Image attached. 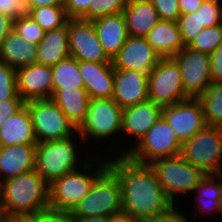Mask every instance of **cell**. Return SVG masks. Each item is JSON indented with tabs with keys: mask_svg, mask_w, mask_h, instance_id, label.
Returning a JSON list of instances; mask_svg holds the SVG:
<instances>
[{
	"mask_svg": "<svg viewBox=\"0 0 222 222\" xmlns=\"http://www.w3.org/2000/svg\"><path fill=\"white\" fill-rule=\"evenodd\" d=\"M160 20L178 22L181 15L178 0H150Z\"/></svg>",
	"mask_w": 222,
	"mask_h": 222,
	"instance_id": "f35d334b",
	"label": "cell"
},
{
	"mask_svg": "<svg viewBox=\"0 0 222 222\" xmlns=\"http://www.w3.org/2000/svg\"><path fill=\"white\" fill-rule=\"evenodd\" d=\"M92 0H65L64 8L68 18H81Z\"/></svg>",
	"mask_w": 222,
	"mask_h": 222,
	"instance_id": "60d3db41",
	"label": "cell"
},
{
	"mask_svg": "<svg viewBox=\"0 0 222 222\" xmlns=\"http://www.w3.org/2000/svg\"><path fill=\"white\" fill-rule=\"evenodd\" d=\"M79 71L90 99L113 97L115 69L112 63L79 61Z\"/></svg>",
	"mask_w": 222,
	"mask_h": 222,
	"instance_id": "d6986e66",
	"label": "cell"
},
{
	"mask_svg": "<svg viewBox=\"0 0 222 222\" xmlns=\"http://www.w3.org/2000/svg\"><path fill=\"white\" fill-rule=\"evenodd\" d=\"M37 51V45L31 44L12 29L1 44L0 62L17 70L20 67L36 63Z\"/></svg>",
	"mask_w": 222,
	"mask_h": 222,
	"instance_id": "484cf974",
	"label": "cell"
},
{
	"mask_svg": "<svg viewBox=\"0 0 222 222\" xmlns=\"http://www.w3.org/2000/svg\"><path fill=\"white\" fill-rule=\"evenodd\" d=\"M30 17L44 30L51 31L67 24L64 6H41L31 9Z\"/></svg>",
	"mask_w": 222,
	"mask_h": 222,
	"instance_id": "4dcf8cb0",
	"label": "cell"
},
{
	"mask_svg": "<svg viewBox=\"0 0 222 222\" xmlns=\"http://www.w3.org/2000/svg\"><path fill=\"white\" fill-rule=\"evenodd\" d=\"M30 8L41 6H64L65 0H28Z\"/></svg>",
	"mask_w": 222,
	"mask_h": 222,
	"instance_id": "7dc6e473",
	"label": "cell"
},
{
	"mask_svg": "<svg viewBox=\"0 0 222 222\" xmlns=\"http://www.w3.org/2000/svg\"><path fill=\"white\" fill-rule=\"evenodd\" d=\"M148 97L161 107L189 98L185 94L180 68L173 57H161L148 74Z\"/></svg>",
	"mask_w": 222,
	"mask_h": 222,
	"instance_id": "8fae6325",
	"label": "cell"
},
{
	"mask_svg": "<svg viewBox=\"0 0 222 222\" xmlns=\"http://www.w3.org/2000/svg\"><path fill=\"white\" fill-rule=\"evenodd\" d=\"M7 221L8 219L6 218L2 210H0V222H7Z\"/></svg>",
	"mask_w": 222,
	"mask_h": 222,
	"instance_id": "f5cc1de1",
	"label": "cell"
},
{
	"mask_svg": "<svg viewBox=\"0 0 222 222\" xmlns=\"http://www.w3.org/2000/svg\"><path fill=\"white\" fill-rule=\"evenodd\" d=\"M131 145V146H130ZM126 145L122 155L139 164L149 165L156 160L180 155L182 143L161 116L136 144Z\"/></svg>",
	"mask_w": 222,
	"mask_h": 222,
	"instance_id": "8992f818",
	"label": "cell"
},
{
	"mask_svg": "<svg viewBox=\"0 0 222 222\" xmlns=\"http://www.w3.org/2000/svg\"><path fill=\"white\" fill-rule=\"evenodd\" d=\"M123 15L131 37H145L160 20L150 0H127Z\"/></svg>",
	"mask_w": 222,
	"mask_h": 222,
	"instance_id": "7402d4cb",
	"label": "cell"
},
{
	"mask_svg": "<svg viewBox=\"0 0 222 222\" xmlns=\"http://www.w3.org/2000/svg\"><path fill=\"white\" fill-rule=\"evenodd\" d=\"M25 106L31 116L37 143L77 136L74 134H78V129L51 99L27 101Z\"/></svg>",
	"mask_w": 222,
	"mask_h": 222,
	"instance_id": "9c48e42d",
	"label": "cell"
},
{
	"mask_svg": "<svg viewBox=\"0 0 222 222\" xmlns=\"http://www.w3.org/2000/svg\"><path fill=\"white\" fill-rule=\"evenodd\" d=\"M112 99L121 108L148 101V75L135 70L115 69Z\"/></svg>",
	"mask_w": 222,
	"mask_h": 222,
	"instance_id": "e0dca14e",
	"label": "cell"
},
{
	"mask_svg": "<svg viewBox=\"0 0 222 222\" xmlns=\"http://www.w3.org/2000/svg\"><path fill=\"white\" fill-rule=\"evenodd\" d=\"M37 47V64L54 66L69 57L68 21L64 27L47 31Z\"/></svg>",
	"mask_w": 222,
	"mask_h": 222,
	"instance_id": "4316f807",
	"label": "cell"
},
{
	"mask_svg": "<svg viewBox=\"0 0 222 222\" xmlns=\"http://www.w3.org/2000/svg\"><path fill=\"white\" fill-rule=\"evenodd\" d=\"M17 94L16 69L0 62V101L12 99Z\"/></svg>",
	"mask_w": 222,
	"mask_h": 222,
	"instance_id": "d590c367",
	"label": "cell"
},
{
	"mask_svg": "<svg viewBox=\"0 0 222 222\" xmlns=\"http://www.w3.org/2000/svg\"><path fill=\"white\" fill-rule=\"evenodd\" d=\"M123 211L117 176L107 168L93 183L89 194L68 214L69 218L107 216Z\"/></svg>",
	"mask_w": 222,
	"mask_h": 222,
	"instance_id": "5b68a950",
	"label": "cell"
},
{
	"mask_svg": "<svg viewBox=\"0 0 222 222\" xmlns=\"http://www.w3.org/2000/svg\"><path fill=\"white\" fill-rule=\"evenodd\" d=\"M92 155L80 170L69 172L49 184V207L69 214L89 194L94 181L108 168V161L97 160L95 154Z\"/></svg>",
	"mask_w": 222,
	"mask_h": 222,
	"instance_id": "3957f363",
	"label": "cell"
},
{
	"mask_svg": "<svg viewBox=\"0 0 222 222\" xmlns=\"http://www.w3.org/2000/svg\"><path fill=\"white\" fill-rule=\"evenodd\" d=\"M106 150L108 168L121 185L123 211L139 222H153L173 205L150 165L134 162L121 152L112 158L113 151Z\"/></svg>",
	"mask_w": 222,
	"mask_h": 222,
	"instance_id": "6da1fadb",
	"label": "cell"
},
{
	"mask_svg": "<svg viewBox=\"0 0 222 222\" xmlns=\"http://www.w3.org/2000/svg\"><path fill=\"white\" fill-rule=\"evenodd\" d=\"M160 58L145 37L129 36L111 62L114 69L135 70L148 75Z\"/></svg>",
	"mask_w": 222,
	"mask_h": 222,
	"instance_id": "9a60e30c",
	"label": "cell"
},
{
	"mask_svg": "<svg viewBox=\"0 0 222 222\" xmlns=\"http://www.w3.org/2000/svg\"><path fill=\"white\" fill-rule=\"evenodd\" d=\"M52 66L32 63L16 70L17 93L25 101L50 99L53 94Z\"/></svg>",
	"mask_w": 222,
	"mask_h": 222,
	"instance_id": "2e32d148",
	"label": "cell"
},
{
	"mask_svg": "<svg viewBox=\"0 0 222 222\" xmlns=\"http://www.w3.org/2000/svg\"><path fill=\"white\" fill-rule=\"evenodd\" d=\"M222 0H204L199 10V19L204 27L222 24Z\"/></svg>",
	"mask_w": 222,
	"mask_h": 222,
	"instance_id": "8d00e7d4",
	"label": "cell"
},
{
	"mask_svg": "<svg viewBox=\"0 0 222 222\" xmlns=\"http://www.w3.org/2000/svg\"><path fill=\"white\" fill-rule=\"evenodd\" d=\"M9 222H41V210L30 216H18L9 218Z\"/></svg>",
	"mask_w": 222,
	"mask_h": 222,
	"instance_id": "681fc988",
	"label": "cell"
},
{
	"mask_svg": "<svg viewBox=\"0 0 222 222\" xmlns=\"http://www.w3.org/2000/svg\"><path fill=\"white\" fill-rule=\"evenodd\" d=\"M67 118L78 129L84 122L89 107L90 97L84 87L59 88L50 97Z\"/></svg>",
	"mask_w": 222,
	"mask_h": 222,
	"instance_id": "cb8c5ba5",
	"label": "cell"
},
{
	"mask_svg": "<svg viewBox=\"0 0 222 222\" xmlns=\"http://www.w3.org/2000/svg\"><path fill=\"white\" fill-rule=\"evenodd\" d=\"M68 42L70 56L78 61L112 63L104 52L95 27L90 20L69 18Z\"/></svg>",
	"mask_w": 222,
	"mask_h": 222,
	"instance_id": "7c38bea8",
	"label": "cell"
},
{
	"mask_svg": "<svg viewBox=\"0 0 222 222\" xmlns=\"http://www.w3.org/2000/svg\"><path fill=\"white\" fill-rule=\"evenodd\" d=\"M53 92L59 88L84 87V81L79 71V61L74 57H67L52 66Z\"/></svg>",
	"mask_w": 222,
	"mask_h": 222,
	"instance_id": "f546056e",
	"label": "cell"
},
{
	"mask_svg": "<svg viewBox=\"0 0 222 222\" xmlns=\"http://www.w3.org/2000/svg\"><path fill=\"white\" fill-rule=\"evenodd\" d=\"M161 116L184 143L197 134L205 125L203 110L197 98H188L176 104L162 107Z\"/></svg>",
	"mask_w": 222,
	"mask_h": 222,
	"instance_id": "5bb4252c",
	"label": "cell"
},
{
	"mask_svg": "<svg viewBox=\"0 0 222 222\" xmlns=\"http://www.w3.org/2000/svg\"><path fill=\"white\" fill-rule=\"evenodd\" d=\"M204 0H178L181 15L196 12Z\"/></svg>",
	"mask_w": 222,
	"mask_h": 222,
	"instance_id": "f6af8a7d",
	"label": "cell"
},
{
	"mask_svg": "<svg viewBox=\"0 0 222 222\" xmlns=\"http://www.w3.org/2000/svg\"><path fill=\"white\" fill-rule=\"evenodd\" d=\"M195 200L198 211L201 210L203 216L212 212H218L220 199L222 197V174H207L195 187Z\"/></svg>",
	"mask_w": 222,
	"mask_h": 222,
	"instance_id": "83f0119b",
	"label": "cell"
},
{
	"mask_svg": "<svg viewBox=\"0 0 222 222\" xmlns=\"http://www.w3.org/2000/svg\"><path fill=\"white\" fill-rule=\"evenodd\" d=\"M126 4L127 0H92L88 11L80 19L91 21L101 16L123 13Z\"/></svg>",
	"mask_w": 222,
	"mask_h": 222,
	"instance_id": "d6a6232c",
	"label": "cell"
},
{
	"mask_svg": "<svg viewBox=\"0 0 222 222\" xmlns=\"http://www.w3.org/2000/svg\"><path fill=\"white\" fill-rule=\"evenodd\" d=\"M13 29V20L0 13V47L5 37Z\"/></svg>",
	"mask_w": 222,
	"mask_h": 222,
	"instance_id": "bcb514c9",
	"label": "cell"
},
{
	"mask_svg": "<svg viewBox=\"0 0 222 222\" xmlns=\"http://www.w3.org/2000/svg\"><path fill=\"white\" fill-rule=\"evenodd\" d=\"M176 206V207H175ZM178 204H173L168 210L160 214L153 222H188L185 214L177 210ZM196 222V221H192Z\"/></svg>",
	"mask_w": 222,
	"mask_h": 222,
	"instance_id": "7bdbcfd3",
	"label": "cell"
},
{
	"mask_svg": "<svg viewBox=\"0 0 222 222\" xmlns=\"http://www.w3.org/2000/svg\"><path fill=\"white\" fill-rule=\"evenodd\" d=\"M209 56L211 82H222V44Z\"/></svg>",
	"mask_w": 222,
	"mask_h": 222,
	"instance_id": "b9f144b4",
	"label": "cell"
},
{
	"mask_svg": "<svg viewBox=\"0 0 222 222\" xmlns=\"http://www.w3.org/2000/svg\"><path fill=\"white\" fill-rule=\"evenodd\" d=\"M222 44V24L205 27L188 45L201 53L211 54Z\"/></svg>",
	"mask_w": 222,
	"mask_h": 222,
	"instance_id": "1f68e13d",
	"label": "cell"
},
{
	"mask_svg": "<svg viewBox=\"0 0 222 222\" xmlns=\"http://www.w3.org/2000/svg\"><path fill=\"white\" fill-rule=\"evenodd\" d=\"M180 155L207 174H222V127L205 125L181 145Z\"/></svg>",
	"mask_w": 222,
	"mask_h": 222,
	"instance_id": "ba28073f",
	"label": "cell"
},
{
	"mask_svg": "<svg viewBox=\"0 0 222 222\" xmlns=\"http://www.w3.org/2000/svg\"><path fill=\"white\" fill-rule=\"evenodd\" d=\"M41 222H71L68 213L51 207L41 210Z\"/></svg>",
	"mask_w": 222,
	"mask_h": 222,
	"instance_id": "ee69618b",
	"label": "cell"
},
{
	"mask_svg": "<svg viewBox=\"0 0 222 222\" xmlns=\"http://www.w3.org/2000/svg\"><path fill=\"white\" fill-rule=\"evenodd\" d=\"M71 222H108L107 216H94L88 218H70Z\"/></svg>",
	"mask_w": 222,
	"mask_h": 222,
	"instance_id": "f907efd6",
	"label": "cell"
},
{
	"mask_svg": "<svg viewBox=\"0 0 222 222\" xmlns=\"http://www.w3.org/2000/svg\"><path fill=\"white\" fill-rule=\"evenodd\" d=\"M163 187L166 196L176 204L177 197L192 193L206 175L181 155L163 158L149 164ZM179 194V195H178ZM177 196V197H176Z\"/></svg>",
	"mask_w": 222,
	"mask_h": 222,
	"instance_id": "52a82bcc",
	"label": "cell"
},
{
	"mask_svg": "<svg viewBox=\"0 0 222 222\" xmlns=\"http://www.w3.org/2000/svg\"><path fill=\"white\" fill-rule=\"evenodd\" d=\"M197 99L201 103L206 125L222 127V82L211 83Z\"/></svg>",
	"mask_w": 222,
	"mask_h": 222,
	"instance_id": "f1b7e54d",
	"label": "cell"
},
{
	"mask_svg": "<svg viewBox=\"0 0 222 222\" xmlns=\"http://www.w3.org/2000/svg\"><path fill=\"white\" fill-rule=\"evenodd\" d=\"M173 58L180 68L185 94L189 98H197L212 83L209 54L185 46Z\"/></svg>",
	"mask_w": 222,
	"mask_h": 222,
	"instance_id": "4fadbf2b",
	"label": "cell"
},
{
	"mask_svg": "<svg viewBox=\"0 0 222 222\" xmlns=\"http://www.w3.org/2000/svg\"><path fill=\"white\" fill-rule=\"evenodd\" d=\"M121 108L112 98L91 99L87 111V116L78 128V134L83 141L107 140L115 134L122 136Z\"/></svg>",
	"mask_w": 222,
	"mask_h": 222,
	"instance_id": "30bf717a",
	"label": "cell"
},
{
	"mask_svg": "<svg viewBox=\"0 0 222 222\" xmlns=\"http://www.w3.org/2000/svg\"><path fill=\"white\" fill-rule=\"evenodd\" d=\"M162 107L153 101H145L136 105L123 108L121 132L125 135L133 136L138 141L147 133V131L161 117ZM126 133V134H125ZM137 137V138H136Z\"/></svg>",
	"mask_w": 222,
	"mask_h": 222,
	"instance_id": "ac0fdd59",
	"label": "cell"
},
{
	"mask_svg": "<svg viewBox=\"0 0 222 222\" xmlns=\"http://www.w3.org/2000/svg\"><path fill=\"white\" fill-rule=\"evenodd\" d=\"M91 21L104 52L112 60L129 38L123 13L101 16Z\"/></svg>",
	"mask_w": 222,
	"mask_h": 222,
	"instance_id": "ffe728a7",
	"label": "cell"
},
{
	"mask_svg": "<svg viewBox=\"0 0 222 222\" xmlns=\"http://www.w3.org/2000/svg\"><path fill=\"white\" fill-rule=\"evenodd\" d=\"M37 144L30 113L24 106L0 127V147Z\"/></svg>",
	"mask_w": 222,
	"mask_h": 222,
	"instance_id": "d4e9b609",
	"label": "cell"
},
{
	"mask_svg": "<svg viewBox=\"0 0 222 222\" xmlns=\"http://www.w3.org/2000/svg\"><path fill=\"white\" fill-rule=\"evenodd\" d=\"M73 138L76 137L71 136L62 140L36 144L34 170L48 185L65 174L80 169L91 158L87 154L89 158L85 157V160H79L81 158L77 151L79 145H75L76 141L74 142Z\"/></svg>",
	"mask_w": 222,
	"mask_h": 222,
	"instance_id": "277c9868",
	"label": "cell"
},
{
	"mask_svg": "<svg viewBox=\"0 0 222 222\" xmlns=\"http://www.w3.org/2000/svg\"><path fill=\"white\" fill-rule=\"evenodd\" d=\"M49 185L35 171L0 182V209L7 219L30 216L49 207Z\"/></svg>",
	"mask_w": 222,
	"mask_h": 222,
	"instance_id": "7a4b0ae2",
	"label": "cell"
},
{
	"mask_svg": "<svg viewBox=\"0 0 222 222\" xmlns=\"http://www.w3.org/2000/svg\"><path fill=\"white\" fill-rule=\"evenodd\" d=\"M108 222H139L136 218H133L125 211H121L117 214H113L108 217Z\"/></svg>",
	"mask_w": 222,
	"mask_h": 222,
	"instance_id": "c3c4849f",
	"label": "cell"
},
{
	"mask_svg": "<svg viewBox=\"0 0 222 222\" xmlns=\"http://www.w3.org/2000/svg\"><path fill=\"white\" fill-rule=\"evenodd\" d=\"M0 13L14 21L30 16L31 8L28 0H0Z\"/></svg>",
	"mask_w": 222,
	"mask_h": 222,
	"instance_id": "74e56055",
	"label": "cell"
},
{
	"mask_svg": "<svg viewBox=\"0 0 222 222\" xmlns=\"http://www.w3.org/2000/svg\"><path fill=\"white\" fill-rule=\"evenodd\" d=\"M13 29L33 45H38L46 33L30 16L14 20Z\"/></svg>",
	"mask_w": 222,
	"mask_h": 222,
	"instance_id": "836d02e7",
	"label": "cell"
},
{
	"mask_svg": "<svg viewBox=\"0 0 222 222\" xmlns=\"http://www.w3.org/2000/svg\"><path fill=\"white\" fill-rule=\"evenodd\" d=\"M25 106V101L17 94L14 98L0 101V127L9 117L18 113Z\"/></svg>",
	"mask_w": 222,
	"mask_h": 222,
	"instance_id": "ab89813d",
	"label": "cell"
},
{
	"mask_svg": "<svg viewBox=\"0 0 222 222\" xmlns=\"http://www.w3.org/2000/svg\"><path fill=\"white\" fill-rule=\"evenodd\" d=\"M36 144L0 147V182L34 170Z\"/></svg>",
	"mask_w": 222,
	"mask_h": 222,
	"instance_id": "44dd1931",
	"label": "cell"
},
{
	"mask_svg": "<svg viewBox=\"0 0 222 222\" xmlns=\"http://www.w3.org/2000/svg\"><path fill=\"white\" fill-rule=\"evenodd\" d=\"M145 38L161 57H173L185 47L175 21L159 20Z\"/></svg>",
	"mask_w": 222,
	"mask_h": 222,
	"instance_id": "603a6c76",
	"label": "cell"
},
{
	"mask_svg": "<svg viewBox=\"0 0 222 222\" xmlns=\"http://www.w3.org/2000/svg\"><path fill=\"white\" fill-rule=\"evenodd\" d=\"M178 25L184 46H188L200 31L205 28L204 25H201L199 10L193 13L180 15Z\"/></svg>",
	"mask_w": 222,
	"mask_h": 222,
	"instance_id": "e575fe53",
	"label": "cell"
},
{
	"mask_svg": "<svg viewBox=\"0 0 222 222\" xmlns=\"http://www.w3.org/2000/svg\"><path fill=\"white\" fill-rule=\"evenodd\" d=\"M219 213V216H220V221L222 220V197L220 199V203H219V209H218V212ZM222 222V221H221Z\"/></svg>",
	"mask_w": 222,
	"mask_h": 222,
	"instance_id": "816d5d0a",
	"label": "cell"
}]
</instances>
